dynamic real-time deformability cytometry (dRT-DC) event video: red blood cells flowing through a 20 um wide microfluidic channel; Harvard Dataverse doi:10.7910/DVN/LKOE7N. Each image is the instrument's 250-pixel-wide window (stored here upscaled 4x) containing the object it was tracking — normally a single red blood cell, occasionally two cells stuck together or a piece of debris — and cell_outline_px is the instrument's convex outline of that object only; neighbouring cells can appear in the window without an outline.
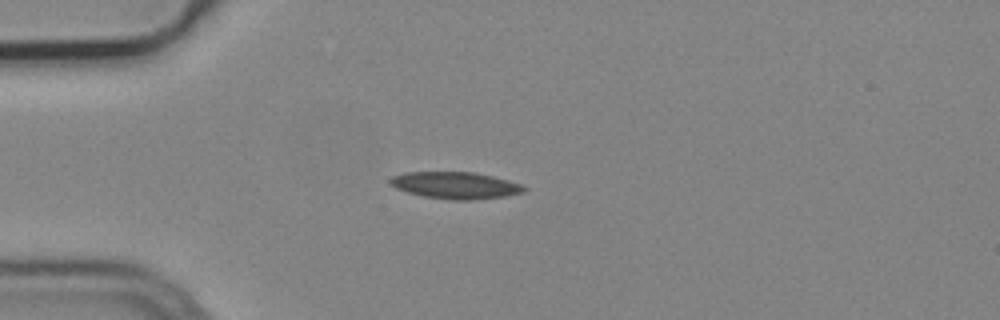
{"species": "common noctule bat (a hibernating species)", "species_latin": "Nyctalus noctula", "temperature_condition": "cold", "stored_images_in_passage": 41, "camera_frame_rate_fps": 3000, "um_per_image_px": 0.085, "animal": {"sex": "male", "body_mass_g": 19.2, "forearm_length_mm": 51.8}, "frame": {"image": 1, "passage_image": 1, "time_ms": 0.0, "image_size_px": [1000, 320], "cell_outline_px": [[528, 188], [524, 192], [508, 196], [472, 200], [452, 200], [424, 196], [408, 192], [396, 188], [388, 184], [388, 180], [392, 176], [404, 172], [472, 172], [492, 176], [524, 184]], "centroid_in_image_um": [38.74, 15.75], "position_along_channel_um": 46.3, "area_um2": 21.15}}
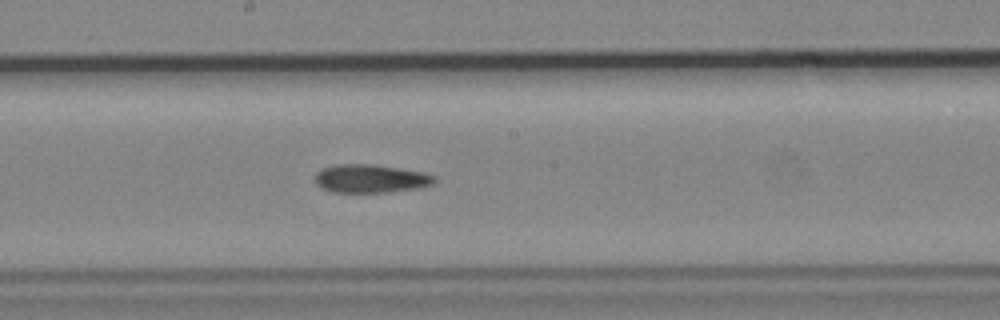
{"frame": {"image": 2, "passage_image": 16, "time_ms": 5.0, "image_size_px": [1000, 320], "cell_outline_px": [[436, 180], [432, 184], [416, 188], [388, 192], [332, 192], [316, 184], [312, 180], [316, 172], [320, 168], [336, 164], [372, 164], [424, 172], [436, 176]], "centroid_in_image_um": [31.45, 15.17], "position_along_channel_um": 216.8, "area_um2": 19.83}}
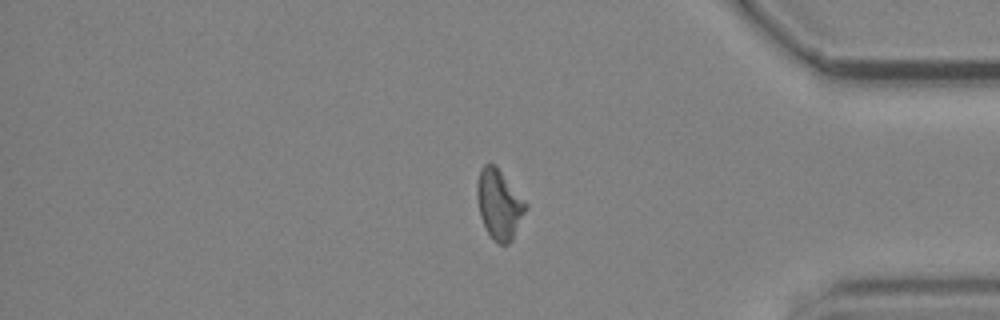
{"frame": {"image": 3, "passage_image": 32, "time_ms": 10.333, "image_size_px": [1000, 320], "cell_outline_px": [[528, 208], [512, 240], [508, 244], [500, 244], [492, 240], [480, 216], [476, 196], [476, 184], [480, 168], [484, 164], [496, 164], [528, 204]], "centroid_in_image_um": [42.43, 17.34], "position_along_channel_um": 392.8, "area_um2": 20.06}, "authors_computed_cell_mechanics": {"area_um2": 19.9988, "velocity_mm_per_s": 3.7674, "shape_relaxation_time_tau1_ms": null, "shape_relaxation_time_tau2_ms": 11.2454, "deformation_change_tau1": null, "deformation_change_tau2": 0.2326}}